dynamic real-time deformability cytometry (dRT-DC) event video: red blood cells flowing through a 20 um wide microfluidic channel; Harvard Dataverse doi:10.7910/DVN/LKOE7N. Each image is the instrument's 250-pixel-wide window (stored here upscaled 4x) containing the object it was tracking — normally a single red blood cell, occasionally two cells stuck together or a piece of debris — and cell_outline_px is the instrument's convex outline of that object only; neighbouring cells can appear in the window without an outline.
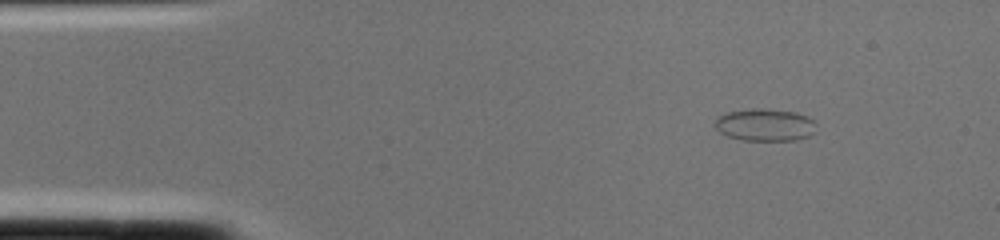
{"species": "common noctule bat (a hibernating species)", "species_latin": "Nyctalus noctula", "temperature_condition": "cold", "stored_images_in_passage": 3, "camera_frame_rate_fps": 3000, "um_per_image_px": 0.085, "animal": {"sex": "female", "body_mass_g": 22.0, "forearm_length_mm": 56.7}, "frame": {"image": 1, "passage_image": 3, "time_ms": 0.667, "image_size_px": [1000, 240], "cell_outline_px": [[816, 132], [808, 136], [796, 140], [740, 140], [728, 136], [720, 132], [712, 124], [716, 116], [724, 112], [752, 108], [764, 108], [796, 112], [808, 116], [812, 120]], "centroid_in_image_um": [64.96, 10.6], "position_along_channel_um": 20.0, "area_um2": 19.42}}